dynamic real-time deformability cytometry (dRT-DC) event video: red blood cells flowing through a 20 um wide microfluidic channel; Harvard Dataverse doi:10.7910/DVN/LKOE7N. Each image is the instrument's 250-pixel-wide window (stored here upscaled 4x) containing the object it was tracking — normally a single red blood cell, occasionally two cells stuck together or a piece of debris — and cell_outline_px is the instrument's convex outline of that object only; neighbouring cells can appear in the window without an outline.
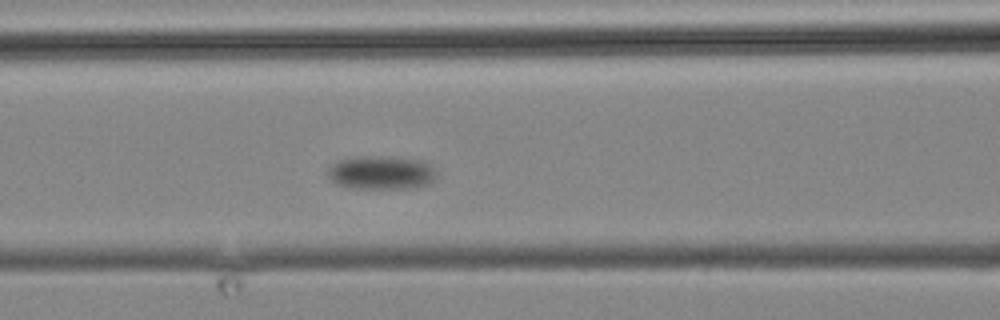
{"species": "common noctule bat (a hibernating species)", "species_latin": "Nyctalus noctula", "temperature_condition": "cold", "stored_images_in_passage": 10, "camera_frame_rate_fps": 3000, "um_per_image_px": 0.085, "animal": {"sex": "male", "body_mass_g": 19.2, "forearm_length_mm": 51.8}, "frame": {"image": 1, "passage_image": 5, "time_ms": 4.667, "image_size_px": [1000, 320], "cell_outline_px": [[436, 176], [428, 184], [408, 188], [356, 188], [336, 184], [328, 176], [328, 168], [336, 160], [360, 156], [380, 156], [424, 160], [436, 172]], "centroid_in_image_um": [32.38, 14.66], "position_along_channel_um": 134.2, "area_um2": 21.15}}